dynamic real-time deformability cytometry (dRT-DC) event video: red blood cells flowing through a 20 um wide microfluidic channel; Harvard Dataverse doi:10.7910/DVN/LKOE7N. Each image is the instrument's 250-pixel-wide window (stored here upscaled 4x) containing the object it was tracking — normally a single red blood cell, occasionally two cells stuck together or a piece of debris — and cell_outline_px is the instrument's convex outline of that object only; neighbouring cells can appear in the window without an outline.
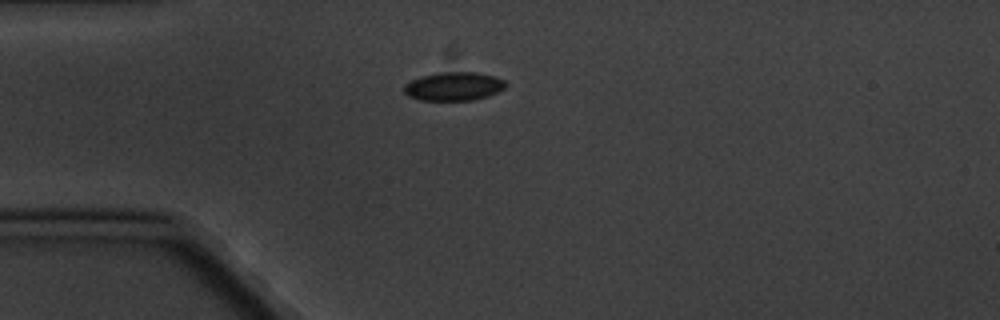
{"species": "common noctule bat (a hibernating species)", "species_latin": "Nyctalus noctula", "temperature_condition": "cold", "stored_images_in_passage": 6, "camera_frame_rate_fps": 3000, "um_per_image_px": 0.085, "animal": {"sex": "male", "body_mass_g": 20.1, "forearm_length_mm": 53.5}, "frame": {"image": 1, "passage_image": 6, "time_ms": 6.333, "image_size_px": [1000, 320], "cell_outline_px": [[504, 88], [488, 96], [472, 100], [420, 100], [408, 96], [404, 92], [404, 84], [420, 76], [436, 72], [476, 72], [496, 76], [504, 80]], "centroid_in_image_um": [38.54, 7.33], "position_along_channel_um": 46.5, "area_um2": 16.94}}